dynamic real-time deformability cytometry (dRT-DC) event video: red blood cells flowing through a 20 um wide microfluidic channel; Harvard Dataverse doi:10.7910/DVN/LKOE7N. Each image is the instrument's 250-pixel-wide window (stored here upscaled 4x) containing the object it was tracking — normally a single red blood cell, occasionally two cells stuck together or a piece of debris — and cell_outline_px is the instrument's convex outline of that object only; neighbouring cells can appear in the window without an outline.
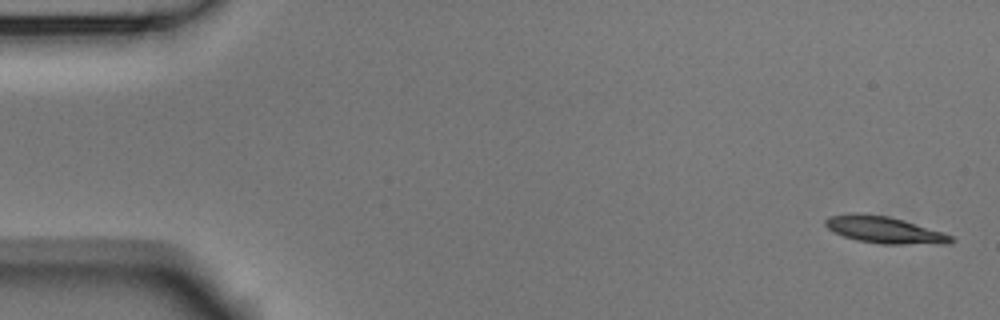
{"species": "Egyptian fruit bat (a non-hibernating species)", "species_latin": "Rousettus aegyptiacus", "temperature_condition": "room temperature", "stored_images_in_passage": 5, "camera_frame_rate_fps": 3000, "um_per_image_px": 0.085, "animal": {"sex": "male"}, "frame": {"image": 1, "passage_image": 1, "time_ms": 0.0, "image_size_px": [1000, 320], "cell_outline_px": [[956, 240], [948, 244], [880, 244], [856, 240], [844, 236], [828, 228], [824, 224], [824, 220], [828, 216], [848, 212], [860, 212], [888, 216], [904, 220], [944, 232], [952, 236]], "centroid_in_image_um": [75.17, 19.52], "position_along_channel_um": 9.8, "area_um2": 20.0}}
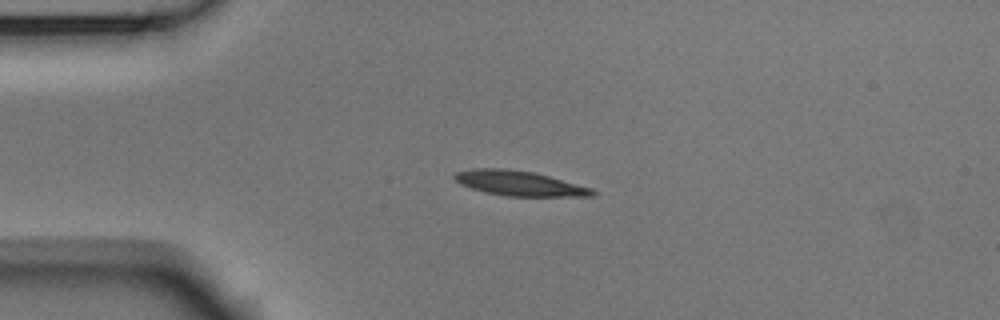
{"frame": {"image": 2, "passage_image": 4, "time_ms": 1.0, "image_size_px": [1000, 320], "cell_outline_px": [[600, 192], [596, 196], [504, 196], [484, 192], [460, 184], [452, 176], [456, 172], [472, 168], [504, 168], [532, 172], [548, 176], [592, 188]], "centroid_in_image_um": [44.15, 15.59], "position_along_channel_um": 40.8, "area_um2": 20.06}}